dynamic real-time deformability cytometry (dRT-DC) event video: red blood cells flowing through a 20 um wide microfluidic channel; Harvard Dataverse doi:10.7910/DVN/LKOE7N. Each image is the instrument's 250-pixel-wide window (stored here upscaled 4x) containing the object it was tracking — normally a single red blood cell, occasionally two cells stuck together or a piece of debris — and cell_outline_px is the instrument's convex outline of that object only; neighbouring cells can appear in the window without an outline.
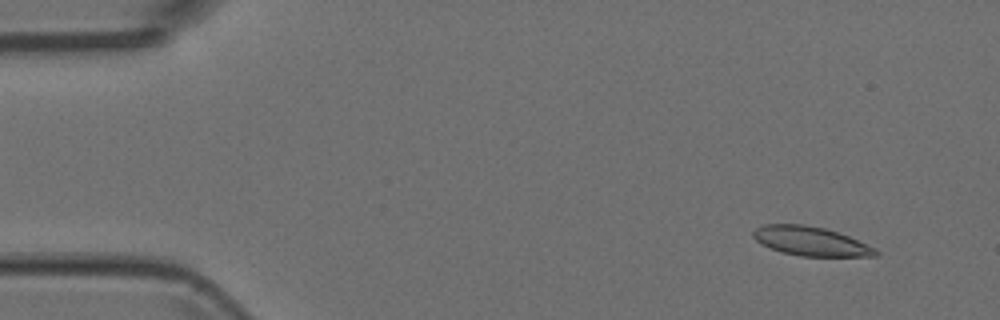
{"species": "Egyptian fruit bat (a non-hibernating species)", "species_latin": "Rousettus aegyptiacus", "temperature_condition": "room temperature", "stored_images_in_passage": 3, "camera_frame_rate_fps": 3000, "um_per_image_px": 0.085, "animal": {"sex": "female"}, "frame": {"image": 1, "passage_image": 1, "time_ms": 0.0, "image_size_px": [1000, 320], "cell_outline_px": [[880, 256], [800, 256], [780, 252], [760, 244], [752, 236], [752, 232], [756, 228], [764, 224], [804, 224], [824, 228], [848, 236], [876, 248], [880, 252]], "centroid_in_image_um": [68.9, 20.51], "position_along_channel_um": 16.1, "area_um2": 20.87}}